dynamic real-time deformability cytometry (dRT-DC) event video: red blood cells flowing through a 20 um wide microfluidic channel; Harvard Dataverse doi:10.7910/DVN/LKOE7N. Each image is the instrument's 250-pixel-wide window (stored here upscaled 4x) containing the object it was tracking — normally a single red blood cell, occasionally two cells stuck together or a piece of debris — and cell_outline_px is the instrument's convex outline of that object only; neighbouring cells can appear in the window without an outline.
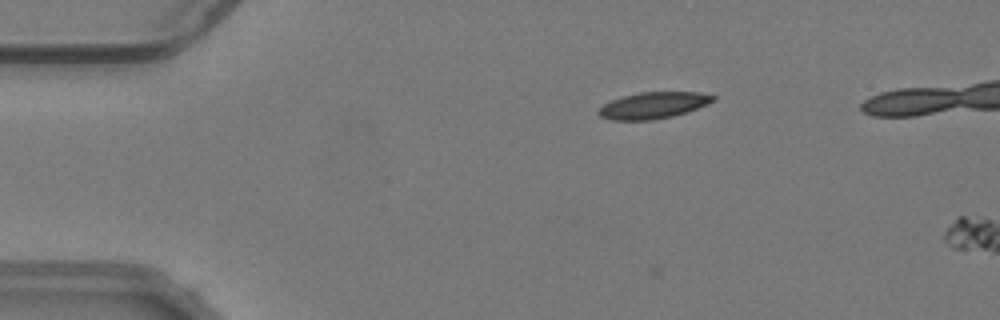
{"species": "common noctule bat (a hibernating species)", "species_latin": "Nyctalus noctula", "temperature_condition": "warm", "stored_images_in_passage": 13, "camera_frame_rate_fps": 3000, "um_per_image_px": 0.085, "animal": {"sex": "male", "body_mass_g": 19.2, "forearm_length_mm": 51.8}, "frame": {"image": 1, "passage_image": 11, "time_ms": 3.333, "image_size_px": [1000, 320], "cell_outline_px": [[716, 100], [708, 104], [672, 116], [652, 120], [612, 120], [600, 116], [596, 112], [604, 104], [612, 100], [624, 96], [640, 92], [700, 92], [716, 96]], "centroid_in_image_um": [55.54, 8.95], "position_along_channel_um": 29.5, "area_um2": 17.51}}